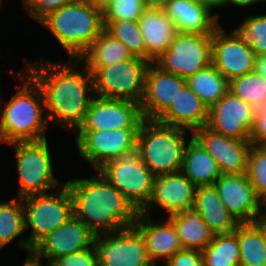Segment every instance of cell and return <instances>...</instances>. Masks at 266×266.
Returning a JSON list of instances; mask_svg holds the SVG:
<instances>
[{
  "instance_id": "35",
  "label": "cell",
  "mask_w": 266,
  "mask_h": 266,
  "mask_svg": "<svg viewBox=\"0 0 266 266\" xmlns=\"http://www.w3.org/2000/svg\"><path fill=\"white\" fill-rule=\"evenodd\" d=\"M256 56L266 55V14L251 15L236 27Z\"/></svg>"
},
{
  "instance_id": "20",
  "label": "cell",
  "mask_w": 266,
  "mask_h": 266,
  "mask_svg": "<svg viewBox=\"0 0 266 266\" xmlns=\"http://www.w3.org/2000/svg\"><path fill=\"white\" fill-rule=\"evenodd\" d=\"M196 186L180 171L155 176L151 196L139 213L150 216L154 206L167 212V217L193 207Z\"/></svg>"
},
{
  "instance_id": "1",
  "label": "cell",
  "mask_w": 266,
  "mask_h": 266,
  "mask_svg": "<svg viewBox=\"0 0 266 266\" xmlns=\"http://www.w3.org/2000/svg\"><path fill=\"white\" fill-rule=\"evenodd\" d=\"M24 61V71L41 89L49 125L53 122L76 131L95 96L92 74L78 59H71L72 63L41 58L40 62ZM77 63L83 70L77 69Z\"/></svg>"
},
{
  "instance_id": "34",
  "label": "cell",
  "mask_w": 266,
  "mask_h": 266,
  "mask_svg": "<svg viewBox=\"0 0 266 266\" xmlns=\"http://www.w3.org/2000/svg\"><path fill=\"white\" fill-rule=\"evenodd\" d=\"M103 25L104 30L123 43L132 56L146 60V46L138 21H103Z\"/></svg>"
},
{
  "instance_id": "18",
  "label": "cell",
  "mask_w": 266,
  "mask_h": 266,
  "mask_svg": "<svg viewBox=\"0 0 266 266\" xmlns=\"http://www.w3.org/2000/svg\"><path fill=\"white\" fill-rule=\"evenodd\" d=\"M227 210L239 223H253L261 214V199L247 174H222L213 184Z\"/></svg>"
},
{
  "instance_id": "44",
  "label": "cell",
  "mask_w": 266,
  "mask_h": 266,
  "mask_svg": "<svg viewBox=\"0 0 266 266\" xmlns=\"http://www.w3.org/2000/svg\"><path fill=\"white\" fill-rule=\"evenodd\" d=\"M253 223L259 228V230L261 231L263 237H264V240H265V243H266V215L264 214H260L258 215Z\"/></svg>"
},
{
  "instance_id": "25",
  "label": "cell",
  "mask_w": 266,
  "mask_h": 266,
  "mask_svg": "<svg viewBox=\"0 0 266 266\" xmlns=\"http://www.w3.org/2000/svg\"><path fill=\"white\" fill-rule=\"evenodd\" d=\"M193 207L214 235L233 232L240 224L227 210L214 185L196 188Z\"/></svg>"
},
{
  "instance_id": "37",
  "label": "cell",
  "mask_w": 266,
  "mask_h": 266,
  "mask_svg": "<svg viewBox=\"0 0 266 266\" xmlns=\"http://www.w3.org/2000/svg\"><path fill=\"white\" fill-rule=\"evenodd\" d=\"M146 7L142 0H110L103 8V21H138Z\"/></svg>"
},
{
  "instance_id": "14",
  "label": "cell",
  "mask_w": 266,
  "mask_h": 266,
  "mask_svg": "<svg viewBox=\"0 0 266 266\" xmlns=\"http://www.w3.org/2000/svg\"><path fill=\"white\" fill-rule=\"evenodd\" d=\"M143 120L140 104L136 102L94 96L77 130L139 128Z\"/></svg>"
},
{
  "instance_id": "7",
  "label": "cell",
  "mask_w": 266,
  "mask_h": 266,
  "mask_svg": "<svg viewBox=\"0 0 266 266\" xmlns=\"http://www.w3.org/2000/svg\"><path fill=\"white\" fill-rule=\"evenodd\" d=\"M48 140L12 142L18 174V198L33 194H45L63 186L53 172V160ZM61 185V186H60ZM53 189L52 191H50Z\"/></svg>"
},
{
  "instance_id": "6",
  "label": "cell",
  "mask_w": 266,
  "mask_h": 266,
  "mask_svg": "<svg viewBox=\"0 0 266 266\" xmlns=\"http://www.w3.org/2000/svg\"><path fill=\"white\" fill-rule=\"evenodd\" d=\"M22 204L25 230L31 228V232L18 244L28 255L41 239L74 216L73 200L66 184L53 192L23 197Z\"/></svg>"
},
{
  "instance_id": "47",
  "label": "cell",
  "mask_w": 266,
  "mask_h": 266,
  "mask_svg": "<svg viewBox=\"0 0 266 266\" xmlns=\"http://www.w3.org/2000/svg\"><path fill=\"white\" fill-rule=\"evenodd\" d=\"M83 1H86L92 5L103 8L110 0H83Z\"/></svg>"
},
{
  "instance_id": "45",
  "label": "cell",
  "mask_w": 266,
  "mask_h": 266,
  "mask_svg": "<svg viewBox=\"0 0 266 266\" xmlns=\"http://www.w3.org/2000/svg\"><path fill=\"white\" fill-rule=\"evenodd\" d=\"M167 1L168 0H142L143 5L146 8H160V9H163Z\"/></svg>"
},
{
  "instance_id": "9",
  "label": "cell",
  "mask_w": 266,
  "mask_h": 266,
  "mask_svg": "<svg viewBox=\"0 0 266 266\" xmlns=\"http://www.w3.org/2000/svg\"><path fill=\"white\" fill-rule=\"evenodd\" d=\"M161 70L187 79L212 64L211 34L177 32L155 61Z\"/></svg>"
},
{
  "instance_id": "15",
  "label": "cell",
  "mask_w": 266,
  "mask_h": 266,
  "mask_svg": "<svg viewBox=\"0 0 266 266\" xmlns=\"http://www.w3.org/2000/svg\"><path fill=\"white\" fill-rule=\"evenodd\" d=\"M95 236L81 220L72 216L41 239L32 248L31 254L40 261L48 260L46 264L50 265L64 255L91 248Z\"/></svg>"
},
{
  "instance_id": "46",
  "label": "cell",
  "mask_w": 266,
  "mask_h": 266,
  "mask_svg": "<svg viewBox=\"0 0 266 266\" xmlns=\"http://www.w3.org/2000/svg\"><path fill=\"white\" fill-rule=\"evenodd\" d=\"M196 1L205 3L215 10L217 8L219 9L224 8V3H225V0H196Z\"/></svg>"
},
{
  "instance_id": "11",
  "label": "cell",
  "mask_w": 266,
  "mask_h": 266,
  "mask_svg": "<svg viewBox=\"0 0 266 266\" xmlns=\"http://www.w3.org/2000/svg\"><path fill=\"white\" fill-rule=\"evenodd\" d=\"M139 128L117 130H76L77 150L95 170L106 162L136 151Z\"/></svg>"
},
{
  "instance_id": "41",
  "label": "cell",
  "mask_w": 266,
  "mask_h": 266,
  "mask_svg": "<svg viewBox=\"0 0 266 266\" xmlns=\"http://www.w3.org/2000/svg\"><path fill=\"white\" fill-rule=\"evenodd\" d=\"M250 142L252 145L266 144V105L256 109Z\"/></svg>"
},
{
  "instance_id": "31",
  "label": "cell",
  "mask_w": 266,
  "mask_h": 266,
  "mask_svg": "<svg viewBox=\"0 0 266 266\" xmlns=\"http://www.w3.org/2000/svg\"><path fill=\"white\" fill-rule=\"evenodd\" d=\"M201 254L203 266H240L239 242L236 232L214 235Z\"/></svg>"
},
{
  "instance_id": "22",
  "label": "cell",
  "mask_w": 266,
  "mask_h": 266,
  "mask_svg": "<svg viewBox=\"0 0 266 266\" xmlns=\"http://www.w3.org/2000/svg\"><path fill=\"white\" fill-rule=\"evenodd\" d=\"M155 223L151 215L139 213L135 224L136 230L143 236L151 261L157 264L169 260L176 252L183 249L180 238L172 222L166 218L165 221Z\"/></svg>"
},
{
  "instance_id": "43",
  "label": "cell",
  "mask_w": 266,
  "mask_h": 266,
  "mask_svg": "<svg viewBox=\"0 0 266 266\" xmlns=\"http://www.w3.org/2000/svg\"><path fill=\"white\" fill-rule=\"evenodd\" d=\"M255 71L266 78V55L256 56Z\"/></svg>"
},
{
  "instance_id": "33",
  "label": "cell",
  "mask_w": 266,
  "mask_h": 266,
  "mask_svg": "<svg viewBox=\"0 0 266 266\" xmlns=\"http://www.w3.org/2000/svg\"><path fill=\"white\" fill-rule=\"evenodd\" d=\"M228 89L255 109L266 105V78L255 70L231 79Z\"/></svg>"
},
{
  "instance_id": "12",
  "label": "cell",
  "mask_w": 266,
  "mask_h": 266,
  "mask_svg": "<svg viewBox=\"0 0 266 266\" xmlns=\"http://www.w3.org/2000/svg\"><path fill=\"white\" fill-rule=\"evenodd\" d=\"M99 256V266H149L143 236L134 226L116 232L96 235L94 239Z\"/></svg>"
},
{
  "instance_id": "24",
  "label": "cell",
  "mask_w": 266,
  "mask_h": 266,
  "mask_svg": "<svg viewBox=\"0 0 266 266\" xmlns=\"http://www.w3.org/2000/svg\"><path fill=\"white\" fill-rule=\"evenodd\" d=\"M209 108L186 86L175 101L156 119L161 124L192 132L208 123Z\"/></svg>"
},
{
  "instance_id": "49",
  "label": "cell",
  "mask_w": 266,
  "mask_h": 266,
  "mask_svg": "<svg viewBox=\"0 0 266 266\" xmlns=\"http://www.w3.org/2000/svg\"><path fill=\"white\" fill-rule=\"evenodd\" d=\"M149 266H159V265H158V263L157 264L153 263V264H151Z\"/></svg>"
},
{
  "instance_id": "19",
  "label": "cell",
  "mask_w": 266,
  "mask_h": 266,
  "mask_svg": "<svg viewBox=\"0 0 266 266\" xmlns=\"http://www.w3.org/2000/svg\"><path fill=\"white\" fill-rule=\"evenodd\" d=\"M186 86V79L150 63L145 73L144 95L140 103L144 119L156 120Z\"/></svg>"
},
{
  "instance_id": "23",
  "label": "cell",
  "mask_w": 266,
  "mask_h": 266,
  "mask_svg": "<svg viewBox=\"0 0 266 266\" xmlns=\"http://www.w3.org/2000/svg\"><path fill=\"white\" fill-rule=\"evenodd\" d=\"M146 46V61H154L169 48L177 29L172 19L160 8H145L138 19Z\"/></svg>"
},
{
  "instance_id": "3",
  "label": "cell",
  "mask_w": 266,
  "mask_h": 266,
  "mask_svg": "<svg viewBox=\"0 0 266 266\" xmlns=\"http://www.w3.org/2000/svg\"><path fill=\"white\" fill-rule=\"evenodd\" d=\"M24 86L15 85L18 91L0 107V142L42 141L47 139L49 125L40 87L24 71L9 70ZM44 115V116H43Z\"/></svg>"
},
{
  "instance_id": "21",
  "label": "cell",
  "mask_w": 266,
  "mask_h": 266,
  "mask_svg": "<svg viewBox=\"0 0 266 266\" xmlns=\"http://www.w3.org/2000/svg\"><path fill=\"white\" fill-rule=\"evenodd\" d=\"M177 32L212 34L220 25L219 14L209 5L196 0H168L163 7Z\"/></svg>"
},
{
  "instance_id": "42",
  "label": "cell",
  "mask_w": 266,
  "mask_h": 266,
  "mask_svg": "<svg viewBox=\"0 0 266 266\" xmlns=\"http://www.w3.org/2000/svg\"><path fill=\"white\" fill-rule=\"evenodd\" d=\"M263 3L262 0H225L224 7L226 5H233L235 7L247 8L248 6H254L253 4Z\"/></svg>"
},
{
  "instance_id": "28",
  "label": "cell",
  "mask_w": 266,
  "mask_h": 266,
  "mask_svg": "<svg viewBox=\"0 0 266 266\" xmlns=\"http://www.w3.org/2000/svg\"><path fill=\"white\" fill-rule=\"evenodd\" d=\"M127 47L105 30L86 49L78 60L93 74L97 69L131 58Z\"/></svg>"
},
{
  "instance_id": "36",
  "label": "cell",
  "mask_w": 266,
  "mask_h": 266,
  "mask_svg": "<svg viewBox=\"0 0 266 266\" xmlns=\"http://www.w3.org/2000/svg\"><path fill=\"white\" fill-rule=\"evenodd\" d=\"M246 174L257 196L261 199L266 195V147L264 145H251Z\"/></svg>"
},
{
  "instance_id": "40",
  "label": "cell",
  "mask_w": 266,
  "mask_h": 266,
  "mask_svg": "<svg viewBox=\"0 0 266 266\" xmlns=\"http://www.w3.org/2000/svg\"><path fill=\"white\" fill-rule=\"evenodd\" d=\"M164 264L165 266H203V258L201 251L183 248Z\"/></svg>"
},
{
  "instance_id": "10",
  "label": "cell",
  "mask_w": 266,
  "mask_h": 266,
  "mask_svg": "<svg viewBox=\"0 0 266 266\" xmlns=\"http://www.w3.org/2000/svg\"><path fill=\"white\" fill-rule=\"evenodd\" d=\"M98 171L140 211L148 202L155 175L137 151L106 162Z\"/></svg>"
},
{
  "instance_id": "2",
  "label": "cell",
  "mask_w": 266,
  "mask_h": 266,
  "mask_svg": "<svg viewBox=\"0 0 266 266\" xmlns=\"http://www.w3.org/2000/svg\"><path fill=\"white\" fill-rule=\"evenodd\" d=\"M91 178L65 181L73 200L74 216L95 235L132 227L139 211L98 170Z\"/></svg>"
},
{
  "instance_id": "48",
  "label": "cell",
  "mask_w": 266,
  "mask_h": 266,
  "mask_svg": "<svg viewBox=\"0 0 266 266\" xmlns=\"http://www.w3.org/2000/svg\"><path fill=\"white\" fill-rule=\"evenodd\" d=\"M261 213L266 215V195L261 198Z\"/></svg>"
},
{
  "instance_id": "4",
  "label": "cell",
  "mask_w": 266,
  "mask_h": 266,
  "mask_svg": "<svg viewBox=\"0 0 266 266\" xmlns=\"http://www.w3.org/2000/svg\"><path fill=\"white\" fill-rule=\"evenodd\" d=\"M66 50L70 60L78 59L104 30L102 8L73 0L39 21Z\"/></svg>"
},
{
  "instance_id": "27",
  "label": "cell",
  "mask_w": 266,
  "mask_h": 266,
  "mask_svg": "<svg viewBox=\"0 0 266 266\" xmlns=\"http://www.w3.org/2000/svg\"><path fill=\"white\" fill-rule=\"evenodd\" d=\"M167 218L172 222L185 249L202 251L214 237L194 207L183 209L178 214Z\"/></svg>"
},
{
  "instance_id": "26",
  "label": "cell",
  "mask_w": 266,
  "mask_h": 266,
  "mask_svg": "<svg viewBox=\"0 0 266 266\" xmlns=\"http://www.w3.org/2000/svg\"><path fill=\"white\" fill-rule=\"evenodd\" d=\"M181 172L196 187L213 185L222 175L217 162L192 134L184 149Z\"/></svg>"
},
{
  "instance_id": "32",
  "label": "cell",
  "mask_w": 266,
  "mask_h": 266,
  "mask_svg": "<svg viewBox=\"0 0 266 266\" xmlns=\"http://www.w3.org/2000/svg\"><path fill=\"white\" fill-rule=\"evenodd\" d=\"M25 230L22 198L0 201V248H4Z\"/></svg>"
},
{
  "instance_id": "29",
  "label": "cell",
  "mask_w": 266,
  "mask_h": 266,
  "mask_svg": "<svg viewBox=\"0 0 266 266\" xmlns=\"http://www.w3.org/2000/svg\"><path fill=\"white\" fill-rule=\"evenodd\" d=\"M186 84L208 108L229 91V81L213 64L188 77Z\"/></svg>"
},
{
  "instance_id": "30",
  "label": "cell",
  "mask_w": 266,
  "mask_h": 266,
  "mask_svg": "<svg viewBox=\"0 0 266 266\" xmlns=\"http://www.w3.org/2000/svg\"><path fill=\"white\" fill-rule=\"evenodd\" d=\"M238 237L240 266H266V243L254 223H240L234 230Z\"/></svg>"
},
{
  "instance_id": "39",
  "label": "cell",
  "mask_w": 266,
  "mask_h": 266,
  "mask_svg": "<svg viewBox=\"0 0 266 266\" xmlns=\"http://www.w3.org/2000/svg\"><path fill=\"white\" fill-rule=\"evenodd\" d=\"M24 8L33 19L39 22L48 13L58 10L73 0H22Z\"/></svg>"
},
{
  "instance_id": "38",
  "label": "cell",
  "mask_w": 266,
  "mask_h": 266,
  "mask_svg": "<svg viewBox=\"0 0 266 266\" xmlns=\"http://www.w3.org/2000/svg\"><path fill=\"white\" fill-rule=\"evenodd\" d=\"M50 266H99V256L95 245H93L89 249L57 258Z\"/></svg>"
},
{
  "instance_id": "5",
  "label": "cell",
  "mask_w": 266,
  "mask_h": 266,
  "mask_svg": "<svg viewBox=\"0 0 266 266\" xmlns=\"http://www.w3.org/2000/svg\"><path fill=\"white\" fill-rule=\"evenodd\" d=\"M187 129L144 119L138 129L136 151L155 175L181 171Z\"/></svg>"
},
{
  "instance_id": "8",
  "label": "cell",
  "mask_w": 266,
  "mask_h": 266,
  "mask_svg": "<svg viewBox=\"0 0 266 266\" xmlns=\"http://www.w3.org/2000/svg\"><path fill=\"white\" fill-rule=\"evenodd\" d=\"M149 64L142 58L132 56L128 60L97 69L92 74L94 95L140 104Z\"/></svg>"
},
{
  "instance_id": "13",
  "label": "cell",
  "mask_w": 266,
  "mask_h": 266,
  "mask_svg": "<svg viewBox=\"0 0 266 266\" xmlns=\"http://www.w3.org/2000/svg\"><path fill=\"white\" fill-rule=\"evenodd\" d=\"M211 55L212 64L228 81L255 70L256 55L235 27L229 34L220 25L214 30Z\"/></svg>"
},
{
  "instance_id": "16",
  "label": "cell",
  "mask_w": 266,
  "mask_h": 266,
  "mask_svg": "<svg viewBox=\"0 0 266 266\" xmlns=\"http://www.w3.org/2000/svg\"><path fill=\"white\" fill-rule=\"evenodd\" d=\"M256 109L228 91L209 108L207 126L227 137L250 140Z\"/></svg>"
},
{
  "instance_id": "17",
  "label": "cell",
  "mask_w": 266,
  "mask_h": 266,
  "mask_svg": "<svg viewBox=\"0 0 266 266\" xmlns=\"http://www.w3.org/2000/svg\"><path fill=\"white\" fill-rule=\"evenodd\" d=\"M192 136L214 158L222 174L246 173L250 140L227 137L207 125L195 129Z\"/></svg>"
}]
</instances>
